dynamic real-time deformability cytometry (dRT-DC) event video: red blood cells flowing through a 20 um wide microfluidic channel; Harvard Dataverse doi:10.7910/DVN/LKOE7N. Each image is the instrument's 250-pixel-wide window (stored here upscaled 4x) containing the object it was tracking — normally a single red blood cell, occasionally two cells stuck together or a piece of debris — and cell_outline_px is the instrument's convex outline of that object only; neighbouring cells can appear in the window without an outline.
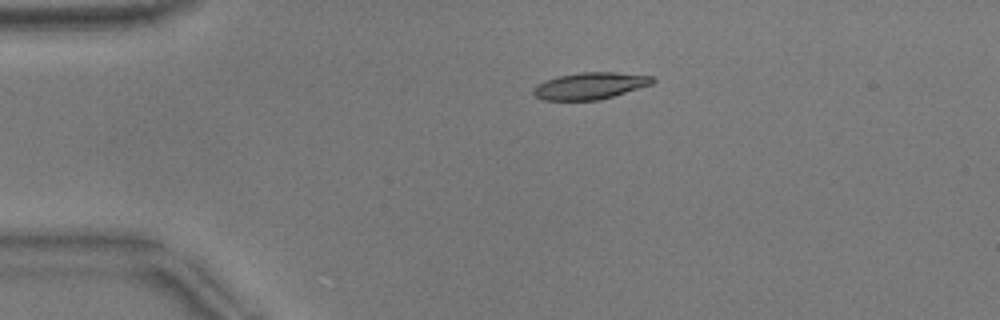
{"species": "common noctule bat (a hibernating species)", "species_latin": "Nyctalus noctula", "temperature_condition": "warm", "stored_images_in_passage": 29, "camera_frame_rate_fps": 3000, "um_per_image_px": 0.085, "animal": {"sex": "male", "body_mass_g": 17.9}, "frame": {"image": 1, "passage_image": 1, "time_ms": 0.0, "image_size_px": [1000, 320], "cell_outline_px": [[656, 80], [652, 84], [600, 100], [544, 100], [536, 96], [532, 92], [532, 88], [536, 84], [560, 76], [580, 72], [612, 72], [652, 76]], "centroid_in_image_um": [50.15, 7.3], "position_along_channel_um": 34.9, "area_um2": 18.44}}
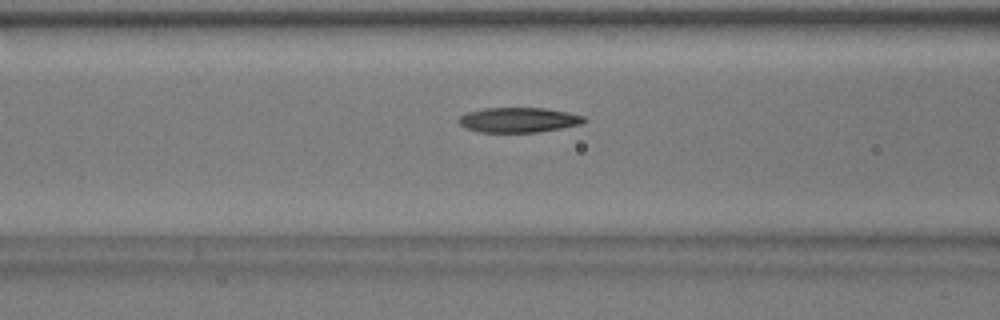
{"frame": {"image": 2, "passage_image": 11, "time_ms": 3.333, "image_size_px": [1000, 320], "cell_outline_px": [[588, 120], [584, 124], [536, 132], [480, 132], [464, 128], [456, 120], [460, 116], [468, 112], [484, 108], [544, 108], [568, 112], [584, 116]], "centroid_in_image_um": [44.09, 10.19], "position_along_channel_um": 122.5, "area_um2": 18.32}}
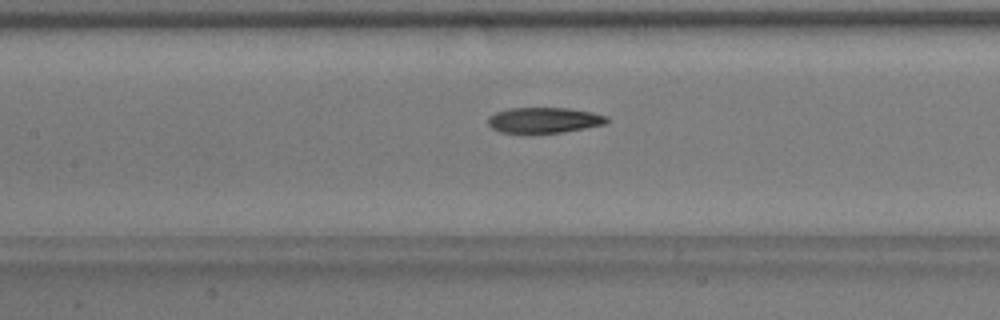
{"frame": {"image": 3, "passage_image": 14, "time_ms": 4.333, "image_size_px": [1000, 320], "cell_outline_px": [[608, 120], [604, 124], [564, 132], [500, 132], [492, 128], [488, 124], [488, 116], [496, 112], [508, 108], [568, 108], [592, 112], [608, 116]], "centroid_in_image_um": [46.23, 10.2], "position_along_channel_um": 161.2, "area_um2": 17.51}}